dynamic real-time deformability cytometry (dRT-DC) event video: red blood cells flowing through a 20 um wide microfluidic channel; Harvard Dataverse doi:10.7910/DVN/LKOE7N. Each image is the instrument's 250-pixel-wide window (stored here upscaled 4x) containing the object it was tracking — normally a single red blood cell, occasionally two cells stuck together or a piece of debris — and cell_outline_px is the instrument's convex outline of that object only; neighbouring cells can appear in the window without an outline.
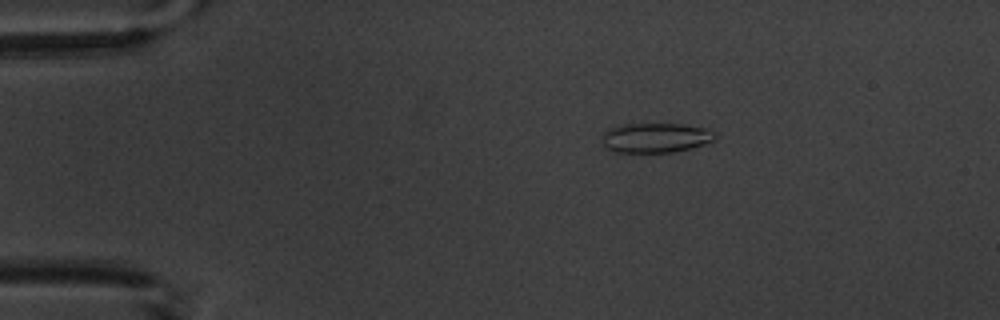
{"species": "common noctule bat (a hibernating species)", "species_latin": "Nyctalus noctula", "temperature_condition": "warm", "stored_images_in_passage": 10, "camera_frame_rate_fps": 3000, "um_per_image_px": 0.085, "animal": {"sex": "male", "body_mass_g": 20.1, "forearm_length_mm": 53.5}, "frame": {"image": 1, "passage_image": 3, "time_ms": 2.0, "image_size_px": [1000, 320], "cell_outline_px": [[720, 132], [712, 140], [704, 144], [692, 148], [672, 152], [612, 152], [604, 144], [600, 136], [608, 128], [624, 124], [684, 124], [704, 128]], "centroid_in_image_um": [55.73, 11.7], "position_along_channel_um": 29.3, "area_um2": 19.71}}
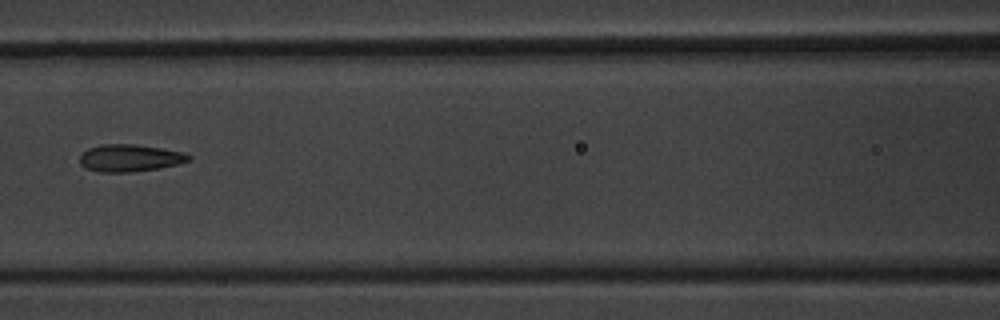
{"frame": {"image": 2, "passage_image": 7, "time_ms": 7.0, "image_size_px": [1000, 320], "cell_outline_px": [[192, 160], [180, 164], [160, 168], [132, 172], [100, 172], [84, 168], [80, 164], [80, 156], [88, 148], [100, 144], [136, 144], [184, 152], [192, 156]], "centroid_in_image_um": [11.06, 13.43], "position_along_channel_um": 155.5, "area_um2": 17.51}}
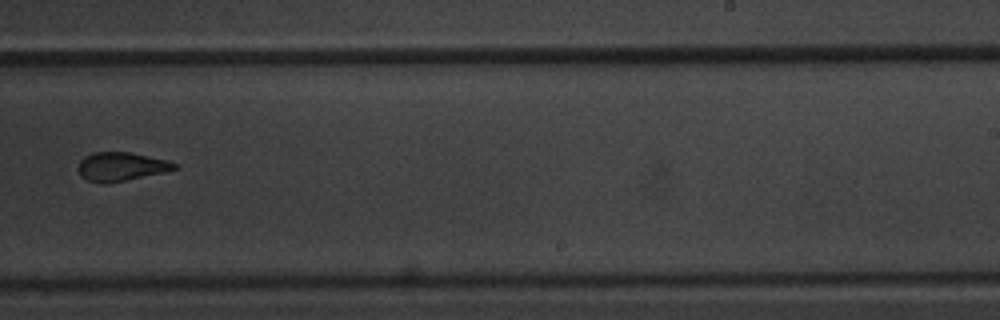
{"frame": {"image": 3, "passage_image": 10, "time_ms": 10.333, "image_size_px": [1000, 320], "cell_outline_px": [[180, 168], [124, 180], [104, 184], [88, 180], [80, 176], [80, 160], [84, 156], [96, 152], [132, 152], [168, 160], [176, 164]], "centroid_in_image_um": [10.31, 14.14], "position_along_channel_um": 278.7, "area_um2": 15.84}}